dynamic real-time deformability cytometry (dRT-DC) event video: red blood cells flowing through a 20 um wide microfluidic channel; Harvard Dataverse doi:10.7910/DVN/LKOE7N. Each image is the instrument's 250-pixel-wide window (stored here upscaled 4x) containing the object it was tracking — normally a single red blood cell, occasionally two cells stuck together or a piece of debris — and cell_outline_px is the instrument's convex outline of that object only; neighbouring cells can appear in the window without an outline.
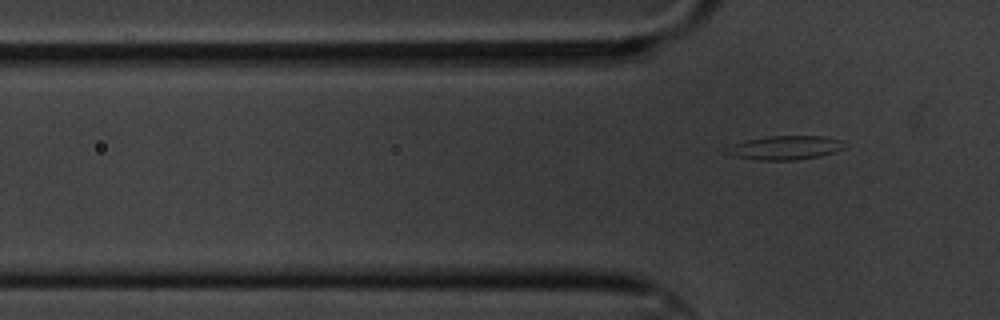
{"species": "common noctule bat (a hibernating species)", "species_latin": "Nyctalus noctula", "temperature_condition": "cold", "stored_images_in_passage": 3, "camera_frame_rate_fps": 3000, "um_per_image_px": 0.085, "animal": {"sex": "male", "body_mass_g": 20.1, "forearm_length_mm": 53.5}, "frame": {"image": 1, "passage_image": 3, "time_ms": 2.333, "image_size_px": [1000, 320], "cell_outline_px": [[844, 148], [836, 152], [820, 156], [796, 160], [760, 160], [732, 156], [724, 152], [724, 148], [732, 144], [744, 140], [768, 136], [820, 136], [840, 140], [844, 144]], "centroid_in_image_um": [66.68, 12.56], "position_along_channel_um": 59.1, "area_um2": 16.53}}